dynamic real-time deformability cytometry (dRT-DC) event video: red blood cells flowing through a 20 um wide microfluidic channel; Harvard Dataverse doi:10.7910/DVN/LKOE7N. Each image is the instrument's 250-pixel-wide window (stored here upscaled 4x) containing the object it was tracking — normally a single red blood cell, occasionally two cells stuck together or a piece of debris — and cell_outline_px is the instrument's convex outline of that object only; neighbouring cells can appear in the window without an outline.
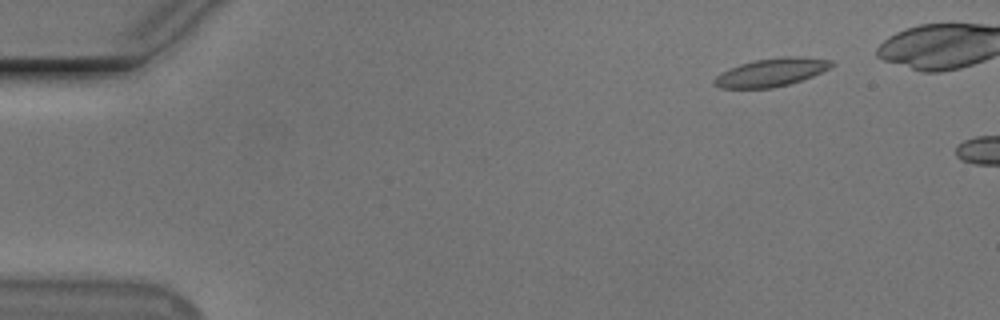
{"species": "Egyptian fruit bat (a non-hibernating species)", "species_latin": "Rousettus aegyptiacus", "temperature_condition": "cold", "stored_images_in_passage": 3, "camera_frame_rate_fps": 3000, "um_per_image_px": 0.085, "animal": {"sex": "male"}, "frame": {"image": 1, "passage_image": 2, "time_ms": 1.333, "image_size_px": [1000, 320], "cell_outline_px": [[836, 64], [812, 76], [788, 84], [772, 88], [720, 88], [712, 84], [712, 80], [720, 72], [728, 68], [740, 64], [756, 60], [780, 56], [796, 56], [832, 60]], "centroid_in_image_um": [65.51, 6.14], "position_along_channel_um": 19.5, "area_um2": 19.25}}